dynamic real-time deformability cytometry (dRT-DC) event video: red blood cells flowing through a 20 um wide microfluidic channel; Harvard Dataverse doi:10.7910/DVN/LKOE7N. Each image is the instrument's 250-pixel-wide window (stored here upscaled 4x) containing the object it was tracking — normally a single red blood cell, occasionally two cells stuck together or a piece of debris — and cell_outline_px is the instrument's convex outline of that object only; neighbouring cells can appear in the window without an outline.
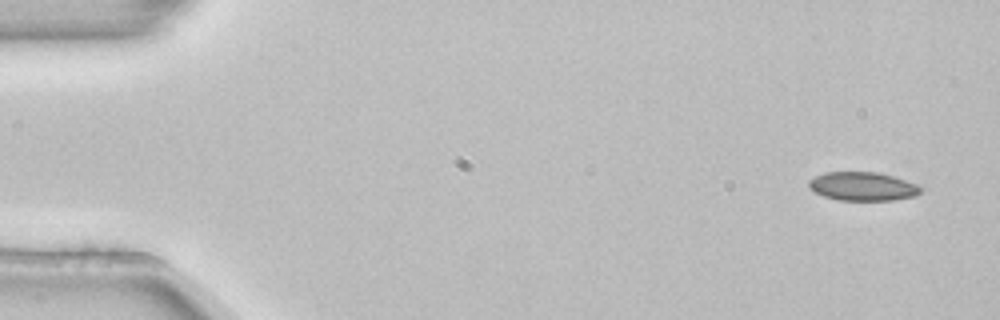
{"species": "common noctule bat (a hibernating species)", "species_latin": "Nyctalus noctula", "temperature_condition": "room temperature", "stored_images_in_passage": 4, "camera_frame_rate_fps": 3000, "um_per_image_px": 0.085, "animal": {"sex": "female", "body_mass_g": 22.7, "forearm_length_mm": 54.2}, "frame": {"image": 1, "passage_image": 1, "time_ms": 0.0, "image_size_px": [1000, 320], "cell_outline_px": [[920, 192], [916, 196], [892, 200], [840, 200], [824, 196], [816, 192], [808, 184], [808, 180], [824, 172], [876, 172], [892, 176], [916, 184], [920, 188]], "centroid_in_image_um": [73.32, 15.84], "position_along_channel_um": 11.7, "area_um2": 18.38}}